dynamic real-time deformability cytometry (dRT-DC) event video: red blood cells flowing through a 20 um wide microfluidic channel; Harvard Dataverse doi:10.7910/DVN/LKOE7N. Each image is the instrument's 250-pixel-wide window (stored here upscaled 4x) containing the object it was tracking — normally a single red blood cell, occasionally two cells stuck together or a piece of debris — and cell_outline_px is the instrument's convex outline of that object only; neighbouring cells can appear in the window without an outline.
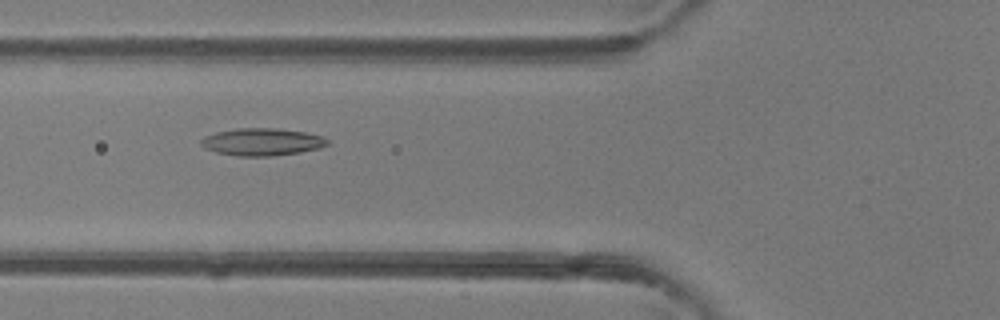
{"species": "common noctule bat (a hibernating species)", "species_latin": "Nyctalus noctula", "temperature_condition": "room temperature", "stored_images_in_passage": 44, "camera_frame_rate_fps": 3000, "um_per_image_px": 0.085, "animal": {"sex": "female"}, "frame": {"image": 1, "passage_image": 18, "time_ms": 5.667, "image_size_px": [1000, 320], "cell_outline_px": [[328, 144], [320, 148], [300, 152], [272, 156], [236, 156], [216, 152], [204, 148], [200, 144], [200, 140], [204, 136], [216, 132], [236, 128], [276, 128], [304, 132], [320, 136], [328, 140]], "centroid_in_image_um": [22.23, 12.06], "position_along_channel_um": 103.6, "area_um2": 20.17}}
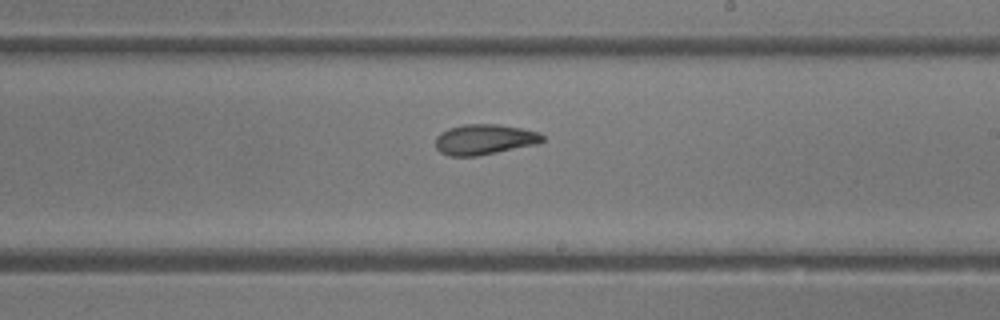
{"frame": {"image": 2, "passage_image": 28, "time_ms": 9.0, "image_size_px": [1000, 320], "cell_outline_px": [[544, 140], [536, 144], [476, 156], [448, 156], [440, 152], [436, 148], [436, 136], [440, 132], [448, 128], [464, 124], [500, 124], [540, 132], [544, 136]], "centroid_in_image_um": [41.15, 11.84], "position_along_channel_um": 247.8, "area_um2": 18.96}}
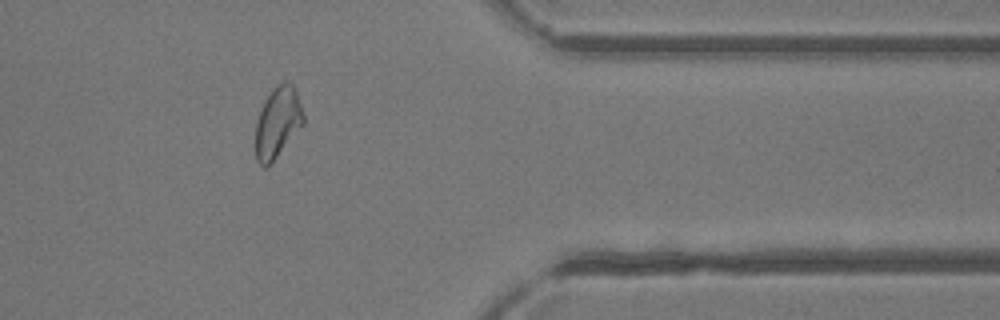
{"frame": {"image": 3, "passage_image": 39, "time_ms": 12.667, "image_size_px": [1000, 320], "cell_outline_px": [[304, 124], [268, 168], [264, 168], [256, 160], [256, 120], [264, 100], [272, 88], [276, 84], [284, 80], [288, 80], [292, 84], [296, 92], [304, 116]], "centroid_in_image_um": [23.59, 10.41], "position_along_channel_um": 387.8, "area_um2": 20.06}, "authors_computed_cell_mechanics": {"area_um2": 20.0566, "velocity_mm_per_s": 4.3261, "shape_relaxation_time_tau1_ms": 6.1886, "shape_relaxation_time_tau2_ms": 2.0266, "deformation_change_tau1": 0.1582, "deformation_change_tau2": 0.0885}}